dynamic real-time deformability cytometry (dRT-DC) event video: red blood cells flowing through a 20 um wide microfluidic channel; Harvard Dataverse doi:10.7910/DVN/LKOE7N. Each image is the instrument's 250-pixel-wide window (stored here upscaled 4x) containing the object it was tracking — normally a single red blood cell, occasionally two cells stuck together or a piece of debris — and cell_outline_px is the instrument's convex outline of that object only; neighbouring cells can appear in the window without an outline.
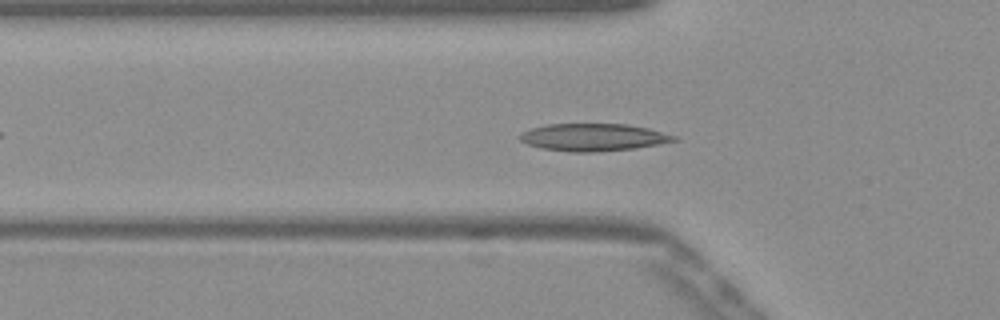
{"species": "Egyptian fruit bat (a non-hibernating species)", "species_latin": "Rousettus aegyptiacus", "temperature_condition": "warm", "stored_images_in_passage": 50, "camera_frame_rate_fps": 3000, "um_per_image_px": 0.085, "frame": {"image": 1, "passage_image": 14, "time_ms": 4.333, "image_size_px": [1000, 320], "cell_outline_px": [[680, 140], [660, 144], [636, 148], [596, 152], [568, 152], [540, 148], [528, 144], [520, 140], [520, 132], [532, 128], [548, 124], [628, 124], [648, 128], [676, 136]], "centroid_in_image_um": [50.44, 11.67], "position_along_channel_um": 75.4, "area_um2": 24.74}}
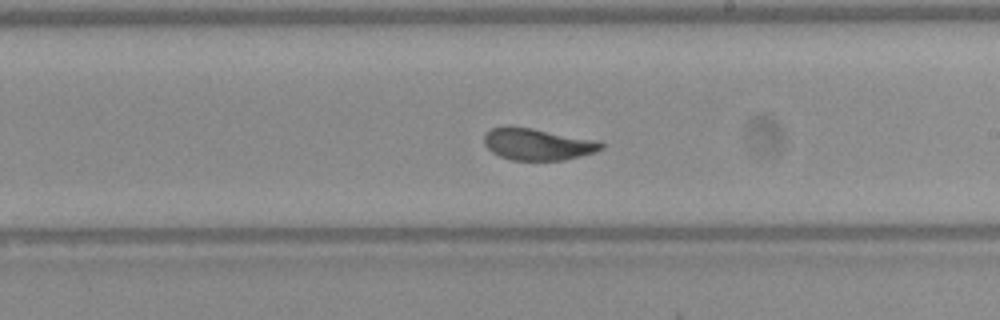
{"frame": {"image": 2, "passage_image": 27, "time_ms": 8.667, "image_size_px": [1000, 320], "cell_outline_px": [[604, 148], [596, 152], [564, 160], [512, 160], [500, 156], [492, 152], [484, 144], [484, 132], [492, 128], [532, 128], [596, 140], [604, 144]], "centroid_in_image_um": [45.71, 12.28], "position_along_channel_um": 243.3, "area_um2": 21.33}}
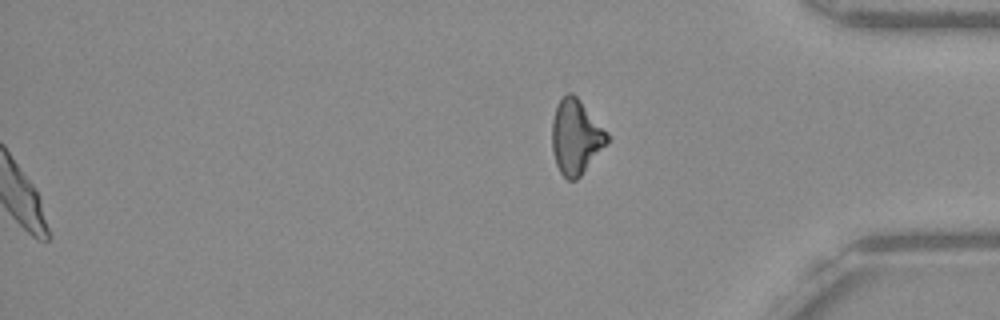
{"frame": {"image": 3, "passage_image": 50, "time_ms": 16.333, "image_size_px": [1000, 320], "cell_outline_px": [[608, 144], [580, 176], [576, 180], [568, 180], [560, 172], [556, 164], [552, 148], [552, 120], [556, 104], [568, 92], [572, 92], [580, 100], [608, 132]], "centroid_in_image_um": [48.95, 11.63], "position_along_channel_um": 386.2, "area_um2": 24.04}, "authors_computed_cell_mechanics": {"area_um2": 22.542, "velocity_mm_per_s": 3.8579, "shape_relaxation_time_tau1_ms": 3.6861, "shape_relaxation_time_tau2_ms": 0.8082, "deformation_change_tau1": 0.1478, "deformation_change_tau2": 0.0653}}